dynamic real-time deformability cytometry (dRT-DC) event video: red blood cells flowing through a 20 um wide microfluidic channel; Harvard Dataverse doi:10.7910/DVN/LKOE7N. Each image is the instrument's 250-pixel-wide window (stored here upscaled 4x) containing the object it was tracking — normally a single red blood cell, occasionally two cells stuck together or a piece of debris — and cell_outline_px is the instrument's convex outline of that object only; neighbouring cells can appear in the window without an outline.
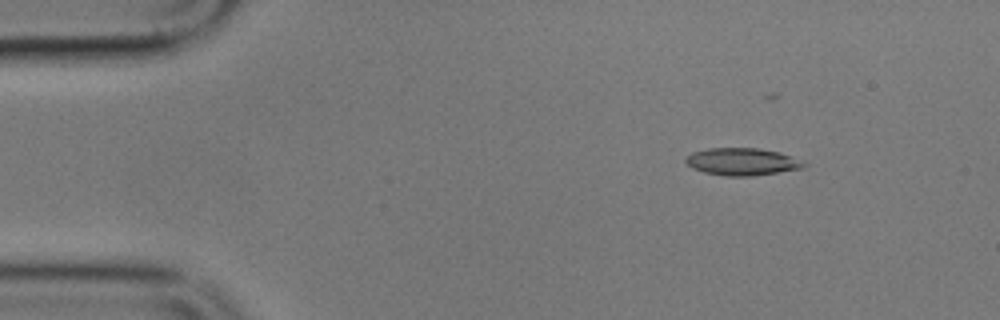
{"species": "common noctule bat (a hibernating species)", "species_latin": "Nyctalus noctula", "temperature_condition": "cold", "stored_images_in_passage": 11, "camera_frame_rate_fps": 3000, "um_per_image_px": 0.085, "animal": {"sex": "male", "body_mass_g": 17.9}, "frame": {"image": 1, "passage_image": 3, "time_ms": 2.333, "image_size_px": [1000, 320], "cell_outline_px": [[808, 164], [804, 168], [752, 176], [724, 176], [704, 172], [692, 168], [684, 160], [692, 152], [708, 148], [760, 148], [780, 152]], "centroid_in_image_um": [63.07, 13.74], "position_along_channel_um": 21.9, "area_um2": 18.79}}
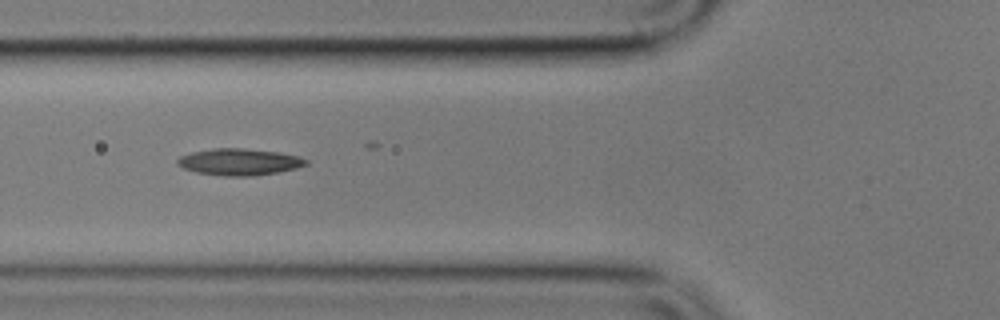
{"frame": {"image": 2, "passage_image": 7, "time_ms": 7.0, "image_size_px": [1000, 320], "cell_outline_px": [[308, 164], [296, 168], [276, 172], [252, 176], [224, 176], [196, 172], [184, 168], [176, 164], [176, 160], [180, 156], [192, 152], [212, 148], [244, 148], [280, 152], [300, 156], [308, 160]], "centroid_in_image_um": [20.34, 13.75], "position_along_channel_um": 105.5, "area_um2": 20.06}}
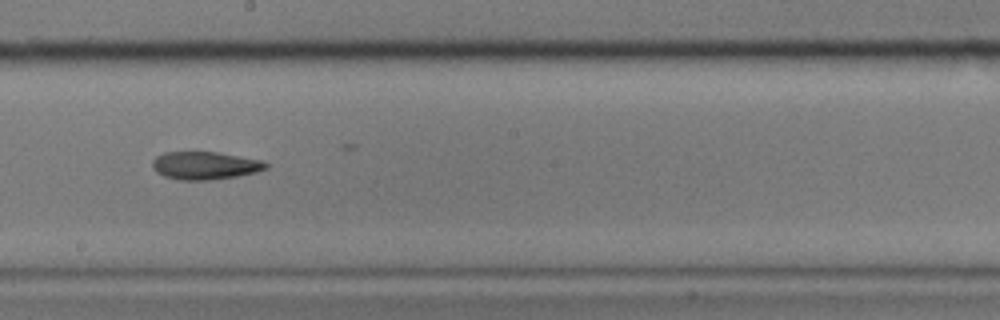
{"frame": {"image": 3, "passage_image": 10, "time_ms": 10.667, "image_size_px": [1000, 320], "cell_outline_px": [[268, 168], [256, 172], [236, 176], [212, 180], [180, 180], [164, 176], [156, 172], [152, 168], [152, 160], [156, 156], [164, 152], [216, 152], [264, 160], [268, 164]], "centroid_in_image_um": [17.42, 14.07], "position_along_channel_um": 230.8, "area_um2": 18.55}}